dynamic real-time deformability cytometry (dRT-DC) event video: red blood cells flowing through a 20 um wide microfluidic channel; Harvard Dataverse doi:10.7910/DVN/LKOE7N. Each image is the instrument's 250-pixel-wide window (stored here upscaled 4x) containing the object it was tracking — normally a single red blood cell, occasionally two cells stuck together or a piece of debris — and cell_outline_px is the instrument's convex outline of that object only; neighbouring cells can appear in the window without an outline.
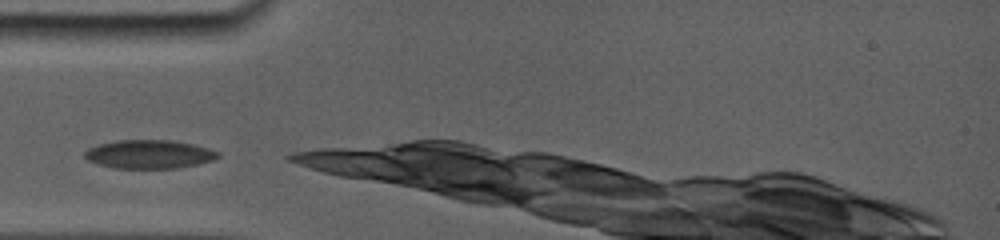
{"species": "common noctule bat (a hibernating species)", "species_latin": "Nyctalus noctula", "temperature_condition": "room temperature", "stored_images_in_passage": 8, "camera_frame_rate_fps": 5000, "um_per_image_px": 0.085, "animal": {"sex": "female", "body_mass_g": 19.0, "forearm_length_mm": 56.7}, "frame": {"image": 1, "passage_image": 1, "time_ms": 0.0, "image_size_px": [1000, 240], "cell_outline_px": [[220, 156], [212, 160], [180, 168], [112, 168], [88, 160], [84, 156], [84, 152], [88, 148], [100, 144], [120, 140], [168, 140], [188, 144], [220, 152]], "centroid_in_image_um": [12.64, 13.12], "position_along_channel_um": 72.4, "area_um2": 21.79}}
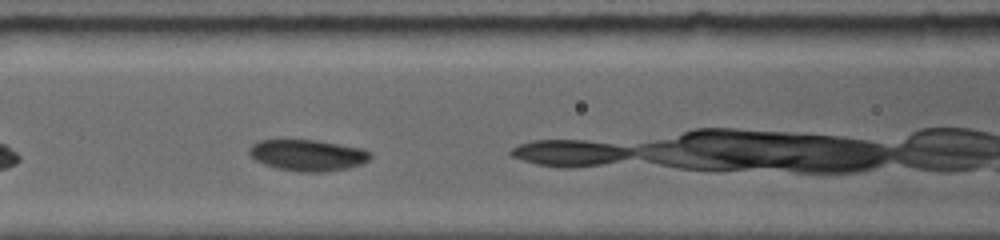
{"frame": {"image": 2, "passage_image": 3, "time_ms": 1.8, "image_size_px": [1000, 240], "cell_outline_px": [[372, 156], [368, 160], [360, 164], [348, 168], [328, 172], [296, 172], [276, 168], [264, 164], [256, 160], [248, 152], [252, 144], [264, 140], [312, 140], [364, 148], [372, 152]], "centroid_in_image_um": [26.19, 13.21], "position_along_channel_um": 140.4, "area_um2": 22.08}}